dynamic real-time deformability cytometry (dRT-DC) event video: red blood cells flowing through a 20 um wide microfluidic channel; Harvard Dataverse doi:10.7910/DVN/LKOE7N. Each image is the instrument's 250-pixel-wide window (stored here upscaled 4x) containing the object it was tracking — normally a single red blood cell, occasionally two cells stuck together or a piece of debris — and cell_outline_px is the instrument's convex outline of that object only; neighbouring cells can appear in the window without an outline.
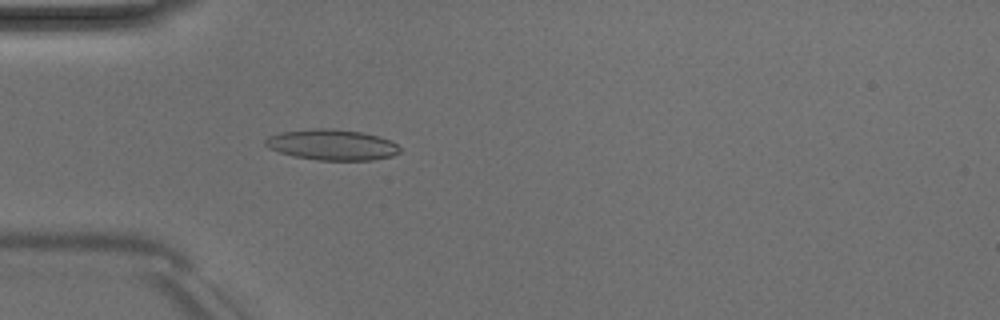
{"species": "Egyptian fruit bat (a non-hibernating species)", "species_latin": "Rousettus aegyptiacus", "temperature_condition": "room temperature", "stored_images_in_passage": 49, "camera_frame_rate_fps": 3000, "um_per_image_px": 0.085, "animal": {"sex": "male"}, "frame": {"image": 1, "passage_image": 14, "time_ms": 4.333, "image_size_px": [1000, 320], "cell_outline_px": [[400, 152], [392, 156], [372, 160], [316, 160], [292, 156], [268, 148], [264, 144], [264, 140], [268, 136], [284, 132], [316, 128], [332, 128], [360, 132], [392, 140], [400, 148]], "centroid_in_image_um": [28.21, 12.31], "position_along_channel_um": 56.8, "area_um2": 24.04}}
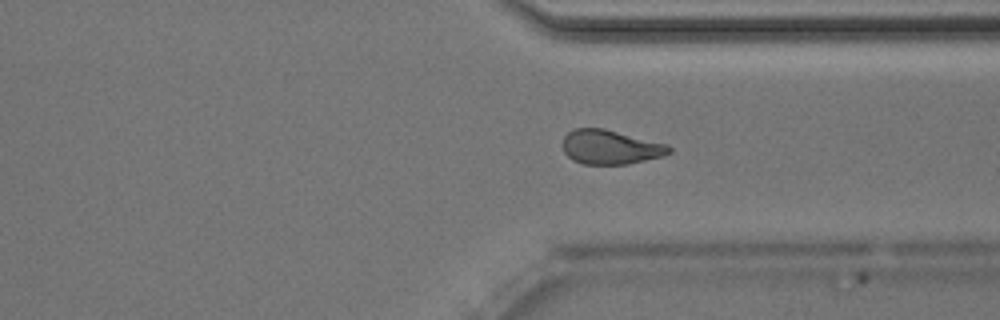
{"frame": {"image": 2, "passage_image": 37, "time_ms": 12.0, "image_size_px": [1000, 320], "cell_outline_px": [[672, 152], [664, 156], [628, 164], [584, 164], [572, 160], [564, 152], [564, 136], [568, 132], [576, 128], [604, 128], [668, 144], [672, 148]], "centroid_in_image_um": [51.92, 12.5], "position_along_channel_um": 359.5, "area_um2": 21.33}}
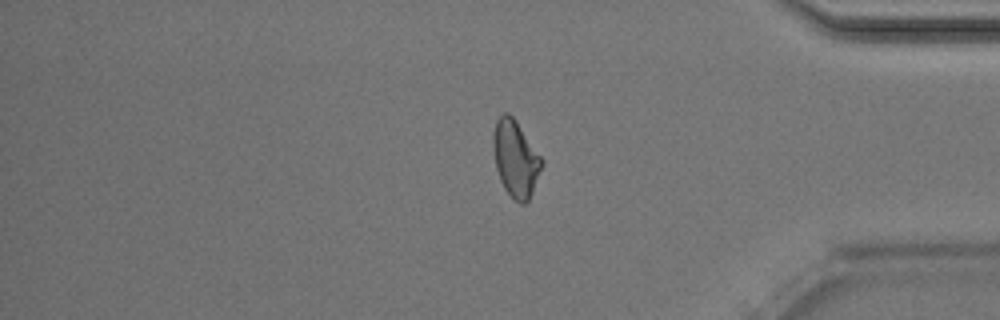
{"frame": {"image": 3, "passage_image": 41, "time_ms": 13.333, "image_size_px": [1000, 320], "cell_outline_px": [[544, 160], [532, 192], [528, 200], [524, 204], [520, 204], [504, 188], [500, 180], [496, 168], [492, 148], [492, 136], [496, 120], [504, 112], [508, 112], [516, 120]], "centroid_in_image_um": [43.8, 13.44], "position_along_channel_um": 391.4, "area_um2": 21.56}, "authors_computed_cell_mechanics": {"area_um2": 21.8484, "velocity_mm_per_s": 4.0176, "shape_relaxation_time_tau1_ms": 4.8078, "shape_relaxation_time_tau2_ms": 2.262, "deformation_change_tau1": 0.1588, "deformation_change_tau2": 0.0886}}